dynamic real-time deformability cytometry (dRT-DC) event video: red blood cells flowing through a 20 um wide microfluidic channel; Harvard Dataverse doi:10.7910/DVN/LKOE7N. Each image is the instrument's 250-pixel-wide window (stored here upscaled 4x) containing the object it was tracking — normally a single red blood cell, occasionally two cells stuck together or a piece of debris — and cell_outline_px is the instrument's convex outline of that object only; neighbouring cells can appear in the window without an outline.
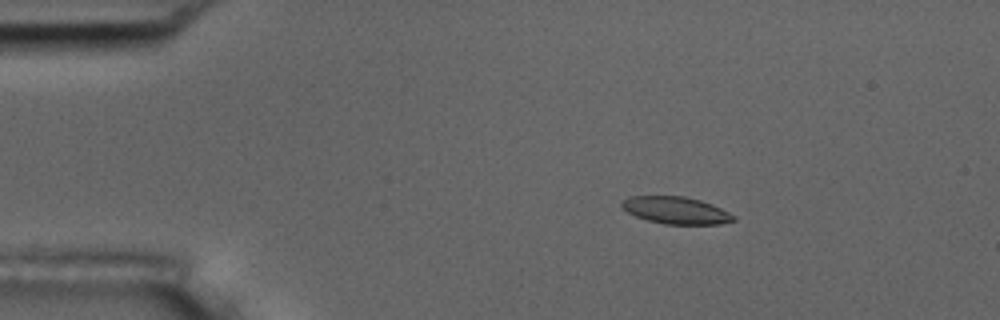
{"species": "common noctule bat (a hibernating species)", "species_latin": "Nyctalus noctula", "temperature_condition": "room temperature", "stored_images_in_passage": 5, "camera_frame_rate_fps": 3000, "um_per_image_px": 0.085, "animal": {"sex": "male", "body_mass_g": 17.5, "forearm_length_mm": 52.3}, "frame": {"image": 1, "passage_image": 3, "time_ms": 2.333, "image_size_px": [1000, 320], "cell_outline_px": [[736, 220], [720, 224], [664, 224], [648, 220], [636, 216], [620, 208], [620, 204], [628, 196], [684, 196], [700, 200], [712, 204], [736, 216]], "centroid_in_image_um": [57.44, 17.87], "position_along_channel_um": 27.6, "area_um2": 17.69}}